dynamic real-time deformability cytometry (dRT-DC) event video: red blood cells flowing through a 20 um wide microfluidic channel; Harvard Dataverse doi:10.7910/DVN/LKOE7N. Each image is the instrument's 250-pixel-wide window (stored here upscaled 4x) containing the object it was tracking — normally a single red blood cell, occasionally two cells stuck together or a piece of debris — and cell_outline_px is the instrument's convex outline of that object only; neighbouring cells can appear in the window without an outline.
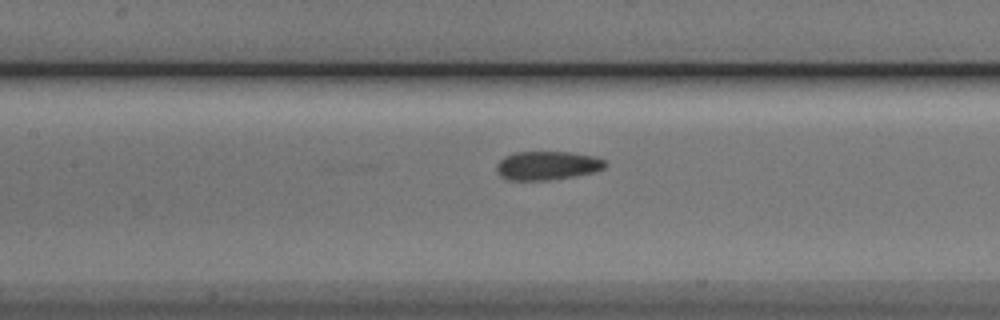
{"species": "Egyptian fruit bat (a non-hibernating species)", "species_latin": "Rousettus aegyptiacus", "temperature_condition": "cold", "stored_images_in_passage": 34, "camera_frame_rate_fps": 3000, "um_per_image_px": 0.085, "animal": {"sex": "male"}, "frame": {"image": 1, "passage_image": 13, "time_ms": 4.0, "image_size_px": [1000, 320], "cell_outline_px": [[608, 164], [604, 168], [592, 172], [552, 180], [508, 180], [500, 176], [496, 168], [496, 164], [504, 156], [516, 152], [568, 152], [592, 156], [604, 160]], "centroid_in_image_um": [46.48, 14.07], "position_along_channel_um": 160.9, "area_um2": 18.09}}
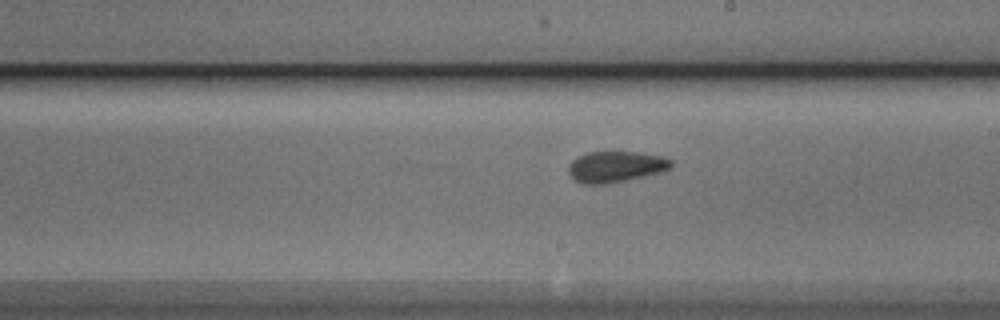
{"frame": {"image": 2, "passage_image": 19, "time_ms": 6.0, "image_size_px": [1000, 320], "cell_outline_px": [[672, 164], [668, 168], [660, 172], [624, 180], [604, 184], [580, 184], [568, 172], [568, 164], [572, 160], [588, 152], [636, 152], [660, 156], [672, 160]], "centroid_in_image_um": [52.28, 14.17], "position_along_channel_um": 236.7, "area_um2": 18.21}}
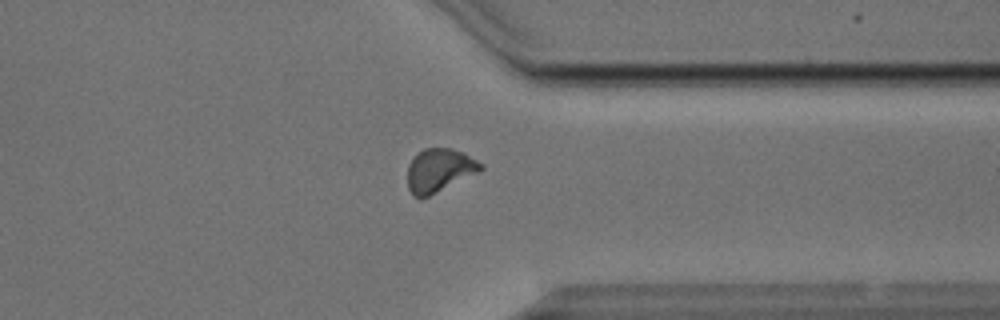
{"frame": {"image": 3, "passage_image": 30, "time_ms": 9.667, "image_size_px": [1000, 320], "cell_outline_px": [[484, 168], [420, 200], [412, 196], [408, 188], [408, 164], [424, 148], [452, 148], [464, 152], [484, 164]], "centroid_in_image_um": [37.32, 14.47], "position_along_channel_um": 374.1, "area_um2": 18.26}}